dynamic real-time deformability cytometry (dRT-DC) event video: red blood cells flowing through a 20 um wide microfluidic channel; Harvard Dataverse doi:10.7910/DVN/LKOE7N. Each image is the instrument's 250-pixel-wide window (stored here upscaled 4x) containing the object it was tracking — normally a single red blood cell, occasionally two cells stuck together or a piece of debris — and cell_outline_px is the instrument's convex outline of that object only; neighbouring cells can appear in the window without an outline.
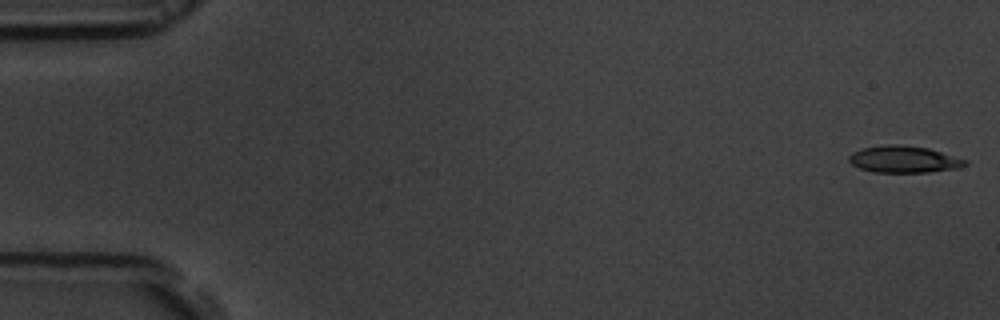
{"species": "common noctule bat (a hibernating species)", "species_latin": "Nyctalus noctula", "temperature_condition": "room temperature", "stored_images_in_passage": 54, "camera_frame_rate_fps": 3000, "um_per_image_px": 0.085, "animal": {"sex": "male", "body_mass_g": 19.5, "forearm_length_mm": 54.6}, "frame": {"image": 1, "passage_image": 1, "time_ms": 0.0, "image_size_px": [1000, 320], "cell_outline_px": [[968, 164], [960, 168], [928, 172], [872, 172], [860, 168], [852, 164], [848, 160], [848, 156], [852, 152], [864, 148], [888, 144], [900, 144], [928, 148], [968, 160]], "centroid_in_image_um": [76.84, 13.54], "position_along_channel_um": 8.2, "area_um2": 18.21}}
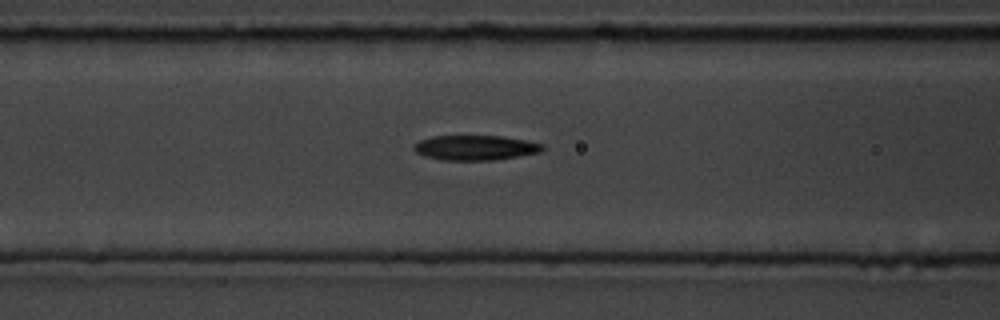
{"frame": {"image": 2, "passage_image": 22, "time_ms": 7.0, "image_size_px": [1000, 320], "cell_outline_px": [[544, 148], [540, 152], [492, 160], [444, 160], [424, 156], [416, 152], [412, 148], [420, 140], [432, 136], [500, 136], [524, 140], [544, 144]], "centroid_in_image_um": [40.38, 12.55], "position_along_channel_um": 126.2, "area_um2": 18.44}}
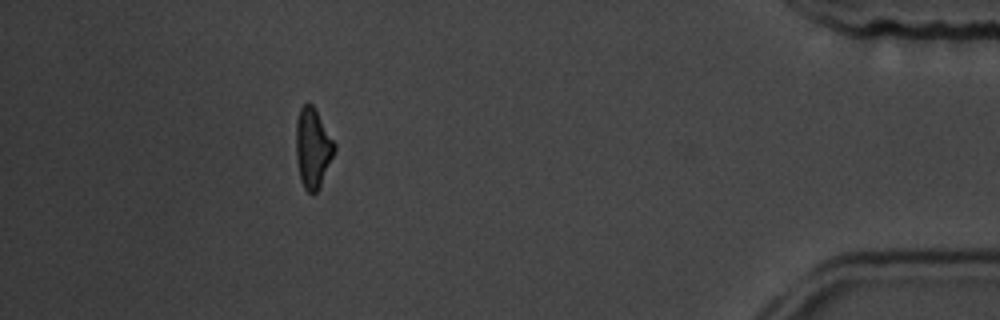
{"frame": {"image": 3, "passage_image": 49, "time_ms": 16.0, "image_size_px": [1000, 320], "cell_outline_px": [[336, 148], [320, 184], [316, 192], [308, 192], [304, 188], [300, 180], [296, 156], [296, 120], [300, 108], [308, 100], [316, 108], [336, 144]], "centroid_in_image_um": [26.57, 12.5], "position_along_channel_um": 408.6, "area_um2": 17.86}, "authors_computed_cell_mechanics": {"area_um2": 18.4671, "velocity_mm_per_s": 3.7439, "shape_relaxation_time_tau1_ms": 5.6647, "shape_relaxation_time_tau2_ms": 5.7431, "deformation_change_tau1": 0.166, "deformation_change_tau2": 0.159}}